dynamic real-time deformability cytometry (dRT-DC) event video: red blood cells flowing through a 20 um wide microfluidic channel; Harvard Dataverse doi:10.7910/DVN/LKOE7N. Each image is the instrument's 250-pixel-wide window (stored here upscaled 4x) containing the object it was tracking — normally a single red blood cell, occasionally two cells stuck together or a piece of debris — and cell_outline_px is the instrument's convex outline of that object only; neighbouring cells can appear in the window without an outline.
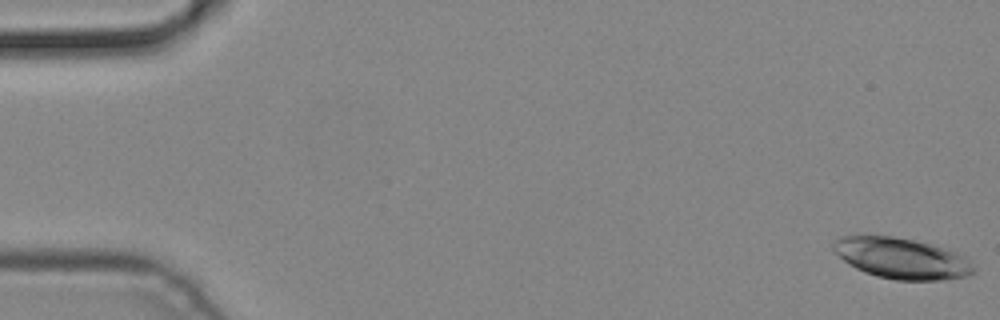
{"species": "common noctule bat (a hibernating species)", "species_latin": "Nyctalus noctula", "temperature_condition": "cold", "stored_images_in_passage": 4, "camera_frame_rate_fps": 3000, "um_per_image_px": 0.085, "animal": {"sex": "male", "body_mass_g": 19.2, "forearm_length_mm": 51.8}, "frame": {"image": 1, "passage_image": 1, "time_ms": 0.0, "image_size_px": [1000, 320], "cell_outline_px": [[976, 272], [968, 276], [948, 280], [896, 280], [876, 276], [864, 272], [848, 264], [832, 248], [832, 244], [840, 236], [860, 232], [892, 236], [912, 240], [928, 244], [952, 252], [968, 260], [976, 268]], "centroid_in_image_um": [76.55, 21.94], "position_along_channel_um": 8.4, "area_um2": 33.7}}